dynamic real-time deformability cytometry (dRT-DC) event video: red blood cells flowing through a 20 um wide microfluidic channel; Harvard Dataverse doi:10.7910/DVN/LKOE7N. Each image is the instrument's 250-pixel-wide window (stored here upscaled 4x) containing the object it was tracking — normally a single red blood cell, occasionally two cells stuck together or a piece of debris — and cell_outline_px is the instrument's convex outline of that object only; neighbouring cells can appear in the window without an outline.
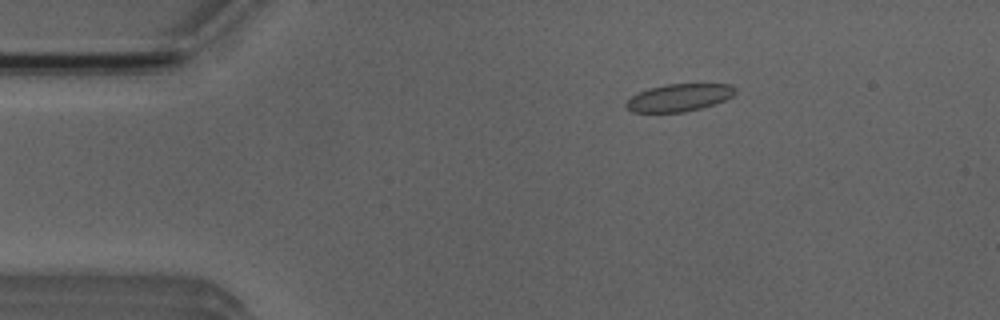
{"species": "Egyptian fruit bat (a non-hibernating species)", "species_latin": "Rousettus aegyptiacus", "temperature_condition": "room temperature", "stored_images_in_passage": 52, "camera_frame_rate_fps": 3000, "um_per_image_px": 0.085, "animal": {"sex": "male"}, "frame": {"image": 1, "passage_image": 9, "time_ms": 2.667, "image_size_px": [1000, 320], "cell_outline_px": [[736, 92], [732, 96], [724, 100], [700, 108], [684, 112], [632, 112], [624, 104], [632, 96], [648, 88], [668, 84], [732, 84], [736, 88]], "centroid_in_image_um": [57.73, 8.29], "position_along_channel_um": 27.3, "area_um2": 17.28}}
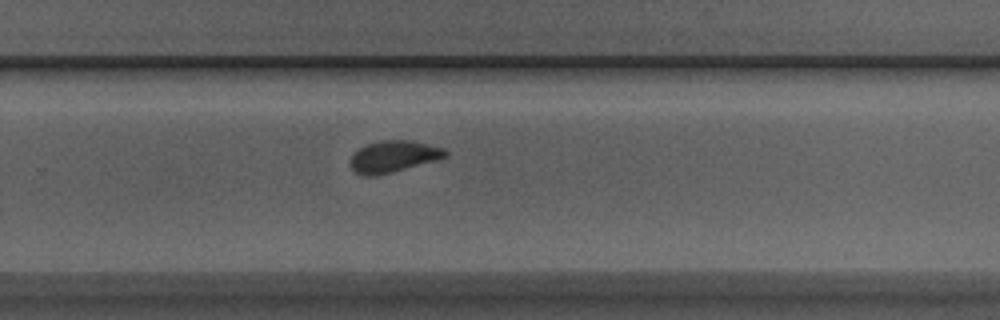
{"frame": {"image": 2, "passage_image": 34, "time_ms": 11.0, "image_size_px": [1000, 320], "cell_outline_px": [[448, 156], [436, 160], [392, 172], [376, 176], [364, 176], [356, 172], [352, 168], [352, 152], [364, 144], [380, 140], [412, 140], [444, 148], [448, 152]], "centroid_in_image_um": [33.44, 13.28], "position_along_channel_um": 296.4, "area_um2": 17.57}}
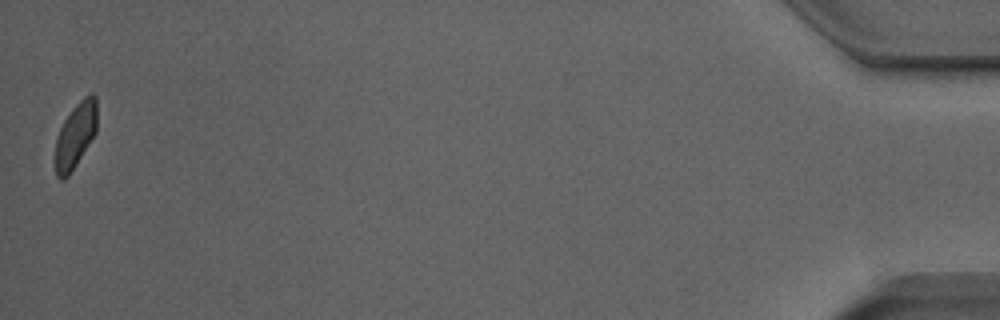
{"frame": {"image": 3, "passage_image": 52, "time_ms": 17.0, "image_size_px": [1000, 320], "cell_outline_px": [[96, 132], [76, 164], [68, 176], [64, 180], [60, 180], [56, 176], [56, 136], [64, 120], [72, 108], [84, 96], [92, 92], [96, 96]], "centroid_in_image_um": [6.41, 11.48], "position_along_channel_um": 428.8, "area_um2": 15.72}, "authors_computed_cell_mechanics": {"area_um2": 17.5423, "velocity_mm_per_s": 3.9053, "shape_relaxation_time_tau1_ms": 3.2643, "shape_relaxation_time_tau2_ms": 1.0901, "deformation_change_tau1": 0.1121, "deformation_change_tau2": 0.0818}}